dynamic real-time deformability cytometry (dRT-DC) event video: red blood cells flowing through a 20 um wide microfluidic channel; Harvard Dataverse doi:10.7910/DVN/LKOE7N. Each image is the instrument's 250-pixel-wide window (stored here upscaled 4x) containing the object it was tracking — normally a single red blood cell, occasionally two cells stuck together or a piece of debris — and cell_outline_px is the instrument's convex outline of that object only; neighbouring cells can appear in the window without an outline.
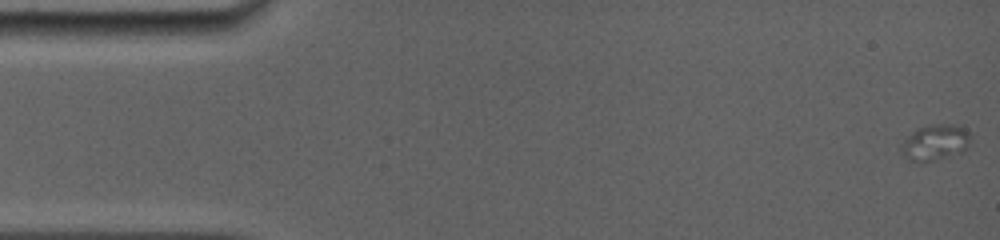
{"species": "common noctule bat (a hibernating species)", "species_latin": "Nyctalus noctula", "temperature_condition": "room temperature", "stored_images_in_passage": 19, "camera_frame_rate_fps": 5000, "um_per_image_px": 0.085, "animal": {"sex": "female", "body_mass_g": 19.0, "forearm_length_mm": 56.7}, "frame": {"image": 1, "passage_image": 1, "time_ms": 0.0, "image_size_px": [1000, 240], "cell_outline_px": [[968, 148], [964, 152], [924, 164], [920, 164], [908, 160], [904, 156], [904, 140], [916, 128], [928, 124], [956, 124], [964, 128], [968, 132]], "centroid_in_image_um": [79.5, 12.13], "position_along_channel_um": 5.5, "area_um2": 14.68}}
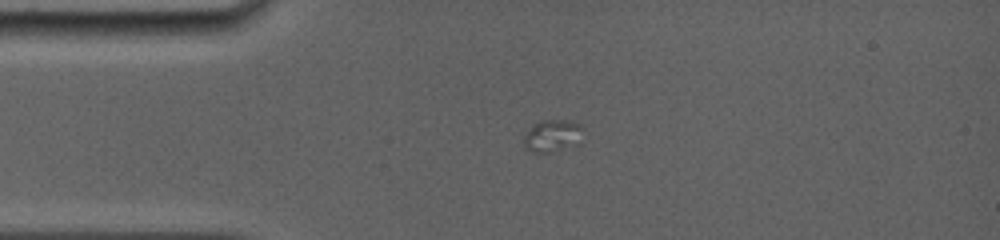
{"frame": {"image": 2, "passage_image": 16, "time_ms": 3.8, "image_size_px": [1000, 240], "cell_outline_px": [[580, 144], [552, 152], [532, 152], [524, 144], [524, 136], [532, 124], [540, 120], [564, 120], [580, 124]], "centroid_in_image_um": [46.93, 11.54], "position_along_channel_um": 38.1, "area_um2": 10.98}}